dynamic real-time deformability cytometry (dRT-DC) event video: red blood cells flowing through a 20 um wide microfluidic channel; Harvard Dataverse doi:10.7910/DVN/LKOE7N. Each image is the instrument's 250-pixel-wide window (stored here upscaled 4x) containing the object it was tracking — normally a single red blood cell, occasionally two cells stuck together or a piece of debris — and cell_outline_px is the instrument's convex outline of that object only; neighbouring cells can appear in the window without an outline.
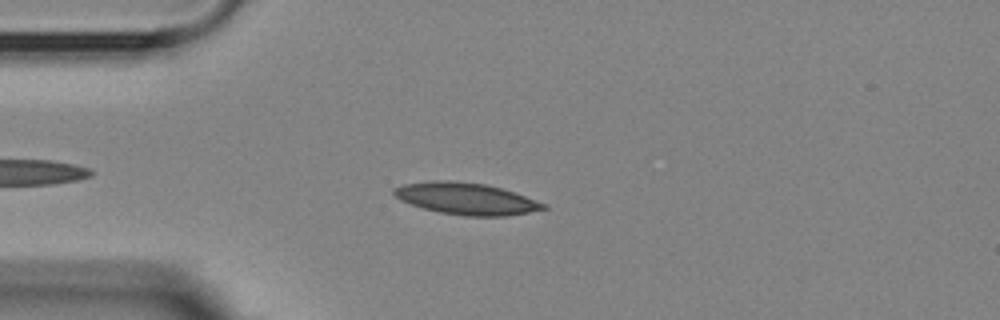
{"species": "Egyptian fruit bat (a non-hibernating species)", "species_latin": "Rousettus aegyptiacus", "temperature_condition": "room temperature", "stored_images_in_passage": 44, "camera_frame_rate_fps": 3000, "um_per_image_px": 0.085, "animal": {"sex": "female"}, "frame": {"image": 1, "passage_image": 6, "time_ms": 1.667, "image_size_px": [1000, 320], "cell_outline_px": [[548, 208], [508, 216], [464, 216], [440, 212], [424, 208], [400, 200], [392, 192], [392, 188], [404, 184], [432, 180], [456, 180], [484, 184], [500, 188], [548, 204]], "centroid_in_image_um": [39.61, 16.88], "position_along_channel_um": 45.4, "area_um2": 27.57}}
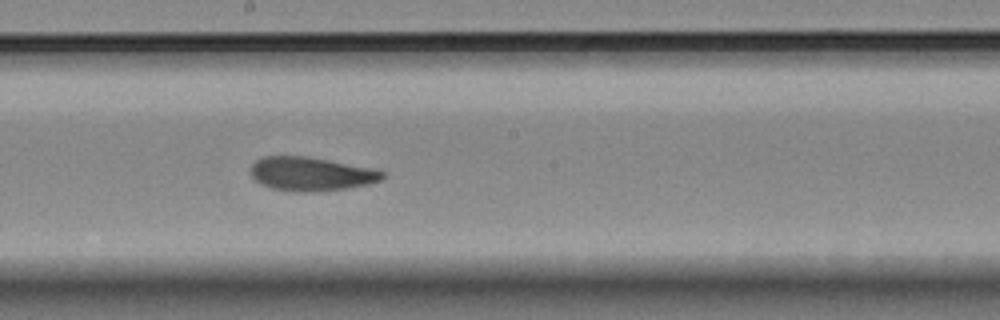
{"frame": {"image": 2, "passage_image": 22, "time_ms": 7.0, "image_size_px": [1000, 320], "cell_outline_px": [[384, 176], [380, 180], [368, 184], [348, 188], [312, 192], [296, 192], [272, 188], [260, 184], [252, 176], [248, 168], [256, 160], [264, 156], [308, 156], [368, 168], [384, 172]], "centroid_in_image_um": [26.36, 14.79], "position_along_channel_um": 221.8, "area_um2": 25.78}}
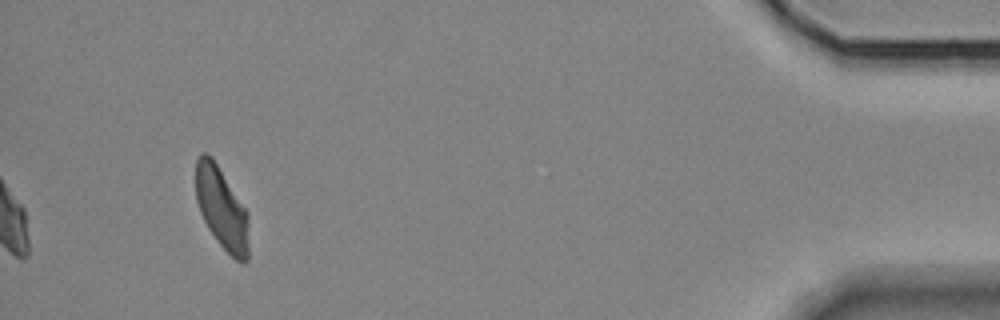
{"frame": {"image": 3, "passage_image": 44, "time_ms": 14.333, "image_size_px": [1000, 320], "cell_outline_px": [[248, 260], [244, 264], [236, 260], [216, 240], [208, 228], [200, 212], [196, 200], [196, 160], [204, 152], [208, 152], [212, 156], [248, 212]], "centroid_in_image_um": [18.85, 17.7], "position_along_channel_um": 416.4, "area_um2": 25.32}, "authors_computed_cell_mechanics": {"area_um2": 26.01, "velocity_mm_per_s": 3.5934, "shape_relaxation_time_tau1_ms": 9.2309, "shape_relaxation_time_tau2_ms": 2.2772, "deformation_change_tau1": 0.1998, "deformation_change_tau2": 0.0895}}